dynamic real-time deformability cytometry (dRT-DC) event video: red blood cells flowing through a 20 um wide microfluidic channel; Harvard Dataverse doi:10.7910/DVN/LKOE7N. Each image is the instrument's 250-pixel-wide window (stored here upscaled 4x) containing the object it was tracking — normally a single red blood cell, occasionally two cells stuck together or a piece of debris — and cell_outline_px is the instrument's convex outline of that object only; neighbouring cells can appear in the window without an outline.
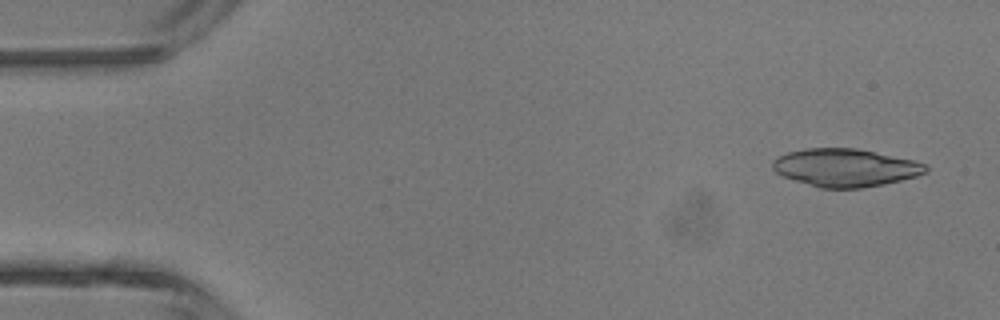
{"species": "common noctule bat (a hibernating species)", "species_latin": "Nyctalus noctula", "temperature_condition": "room temperature", "stored_images_in_passage": 44, "camera_frame_rate_fps": 3000, "um_per_image_px": 0.085, "animal": {"sex": "male", "body_mass_g": 13.3}, "frame": {"image": 1, "passage_image": 3, "time_ms": 0.667, "image_size_px": [1000, 320], "cell_outline_px": [[928, 172], [916, 176], [884, 184], [860, 188], [820, 188], [784, 176], [776, 172], [772, 168], [772, 160], [776, 156], [788, 152], [804, 148], [856, 148], [912, 160], [928, 164]], "centroid_in_image_um": [71.84, 14.24], "position_along_channel_um": 13.2, "area_um2": 33.7}}